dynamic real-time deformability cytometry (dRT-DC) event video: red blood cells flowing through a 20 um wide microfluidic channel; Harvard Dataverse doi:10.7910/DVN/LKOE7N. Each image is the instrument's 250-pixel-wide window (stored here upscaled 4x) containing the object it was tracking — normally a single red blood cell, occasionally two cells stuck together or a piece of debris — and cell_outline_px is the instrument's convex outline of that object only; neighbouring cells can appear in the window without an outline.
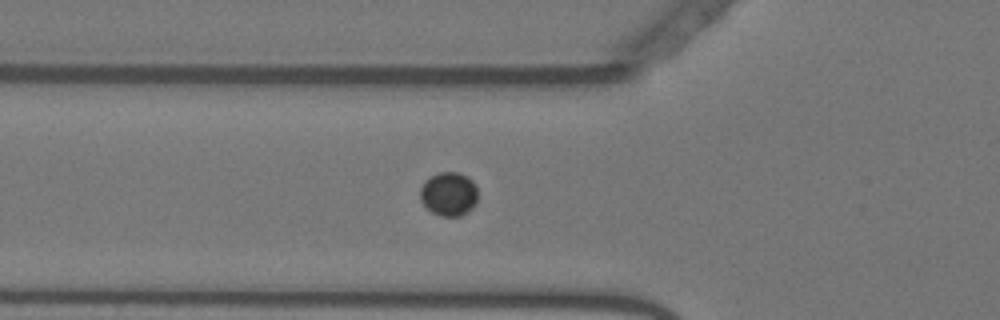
{"species": "Egyptian fruit bat (a non-hibernating species)", "species_latin": "Rousettus aegyptiacus", "temperature_condition": "warm", "stored_images_in_passage": 40, "camera_frame_rate_fps": 3000, "um_per_image_px": 0.085, "animal": {"sex": "female"}, "frame": {"image": 1, "passage_image": 17, "time_ms": 5.333, "image_size_px": [1000, 320], "cell_outline_px": [[476, 200], [472, 208], [468, 212], [460, 216], [440, 216], [432, 212], [420, 200], [420, 188], [424, 180], [440, 172], [456, 172], [472, 180], [476, 188]], "centroid_in_image_um": [38.12, 16.5], "position_along_channel_um": 87.7, "area_um2": 14.57}}
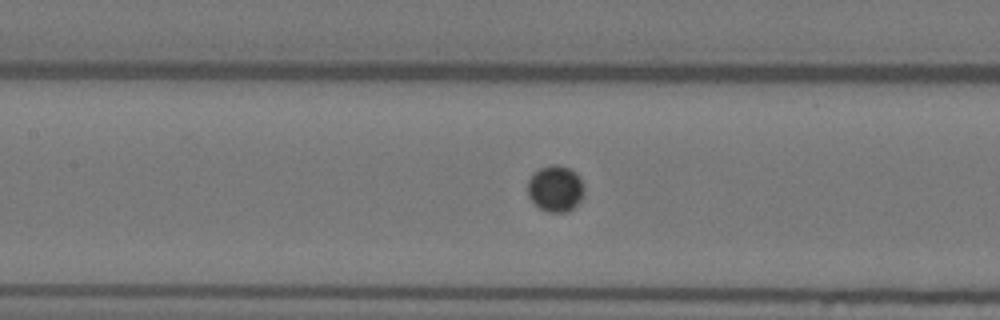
{"frame": {"image": 2, "passage_image": 23, "time_ms": 7.333, "image_size_px": [1000, 320], "cell_outline_px": [[584, 196], [568, 212], [548, 212], [540, 208], [528, 196], [528, 180], [540, 168], [552, 164], [556, 164], [568, 168], [576, 172], [580, 176], [584, 184]], "centroid_in_image_um": [47.24, 16.02], "position_along_channel_um": 160.2, "area_um2": 15.2}}
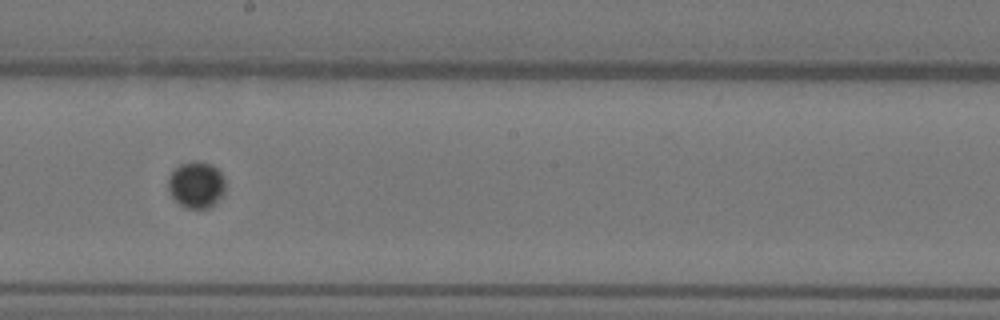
{"frame": {"image": 3, "passage_image": 29, "time_ms": 9.333, "image_size_px": [1000, 320], "cell_outline_px": [[224, 192], [208, 208], [184, 208], [172, 196], [168, 188], [168, 176], [180, 164], [196, 160], [212, 164], [224, 176]], "centroid_in_image_um": [16.67, 15.68], "position_along_channel_um": 231.5, "area_um2": 15.32}}